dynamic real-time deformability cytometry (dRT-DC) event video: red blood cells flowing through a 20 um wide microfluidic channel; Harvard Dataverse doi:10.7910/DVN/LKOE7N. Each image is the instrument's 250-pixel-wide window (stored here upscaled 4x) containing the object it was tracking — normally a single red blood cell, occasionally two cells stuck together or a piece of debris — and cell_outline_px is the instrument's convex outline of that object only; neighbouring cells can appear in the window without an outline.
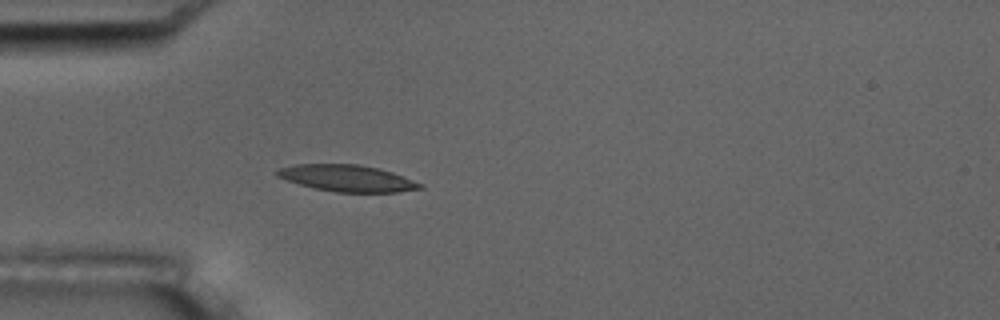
{"species": "common noctule bat (a hibernating species)", "species_latin": "Nyctalus noctula", "temperature_condition": "room temperature", "stored_images_in_passage": 54, "camera_frame_rate_fps": 3000, "um_per_image_px": 0.085, "animal": {"sex": "male", "body_mass_g": 17.5, "forearm_length_mm": 52.3}, "frame": {"image": 1, "passage_image": 16, "time_ms": 5.0, "image_size_px": [1000, 320], "cell_outline_px": [[424, 188], [396, 192], [336, 192], [316, 188], [300, 184], [276, 176], [272, 172], [280, 168], [296, 164], [360, 164], [380, 168], [392, 172], [424, 184]], "centroid_in_image_um": [29.52, 15.14], "position_along_channel_um": 55.5, "area_um2": 22.14}, "authors_computed_cell_mechanics": {"area_um2": 21.2993, "velocity_mm_per_s": 3.7529, "shape_relaxation_time_tau1_ms": 6.7688, "shape_relaxation_time_tau2_ms": 5.3797, "deformation_change_tau1": 0.1775, "deformation_change_tau2": 0.1392}}